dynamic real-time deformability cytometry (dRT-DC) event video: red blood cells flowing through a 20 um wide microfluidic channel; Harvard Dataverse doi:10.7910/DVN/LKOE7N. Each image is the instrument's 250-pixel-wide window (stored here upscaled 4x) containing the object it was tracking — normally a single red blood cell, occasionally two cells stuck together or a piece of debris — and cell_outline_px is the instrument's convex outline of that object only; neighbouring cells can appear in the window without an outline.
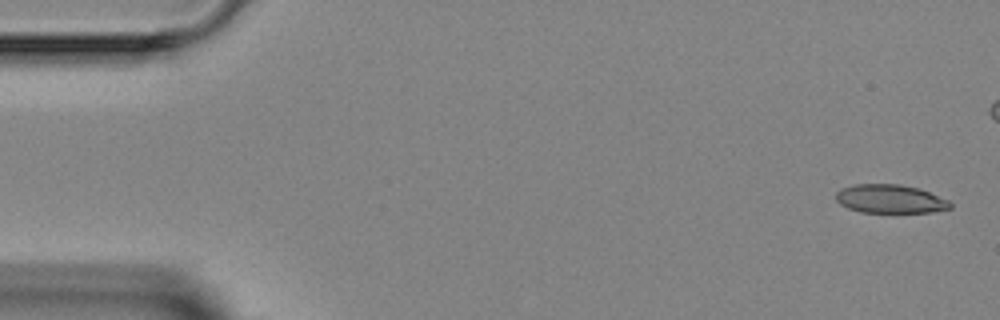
{"species": "Egyptian fruit bat (a non-hibernating species)", "species_latin": "Rousettus aegyptiacus", "temperature_condition": "room temperature", "stored_images_in_passage": 5, "camera_frame_rate_fps": 3000, "um_per_image_px": 0.085, "animal": {"sex": "female"}, "frame": {"image": 1, "passage_image": 1, "time_ms": 0.0, "image_size_px": [1000, 320], "cell_outline_px": [[952, 208], [932, 212], [860, 212], [848, 208], [840, 204], [836, 200], [836, 192], [840, 188], [856, 184], [900, 184], [920, 188], [948, 200], [952, 204]], "centroid_in_image_um": [75.66, 16.9], "position_along_channel_um": 9.3, "area_um2": 19.13}}
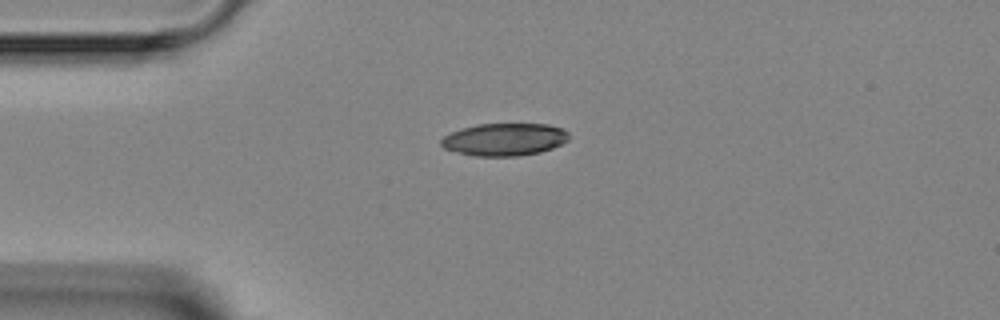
{"frame": {"image": 2, "passage_image": 5, "time_ms": 5.333, "image_size_px": [1000, 320], "cell_outline_px": [[568, 140], [552, 148], [540, 152], [520, 156], [476, 156], [444, 148], [440, 144], [440, 140], [444, 136], [460, 128], [476, 124], [548, 124], [564, 128], [568, 132]], "centroid_in_image_um": [42.89, 11.84], "position_along_channel_um": 42.1, "area_um2": 24.22}}